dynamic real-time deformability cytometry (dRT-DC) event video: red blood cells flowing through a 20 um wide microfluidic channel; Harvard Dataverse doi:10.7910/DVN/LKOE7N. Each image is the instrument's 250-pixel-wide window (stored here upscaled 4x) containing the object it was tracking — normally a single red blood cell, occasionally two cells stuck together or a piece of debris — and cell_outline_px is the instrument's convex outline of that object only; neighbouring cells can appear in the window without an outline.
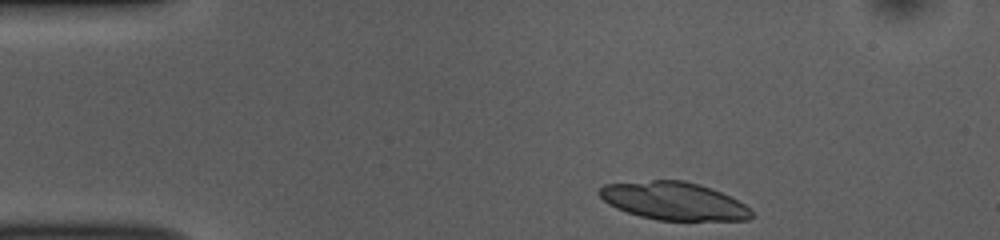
{"species": "common noctule bat (a hibernating species)", "species_latin": "Nyctalus noctula", "temperature_condition": "room temperature", "stored_images_in_passage": 44, "camera_frame_rate_fps": 3000, "um_per_image_px": 0.085, "animal": {"sex": "female", "body_mass_g": 10.0, "forearm_length_mm": 53.1}, "frame": {"image": 1, "passage_image": 1, "time_ms": 0.0, "image_size_px": [1000, 240], "cell_outline_px": [[756, 216], [748, 220], [656, 220], [640, 216], [616, 208], [608, 204], [596, 192], [604, 184], [652, 180], [684, 180], [700, 184], [712, 188], [744, 204]], "centroid_in_image_um": [57.26, 17.08], "position_along_channel_um": 27.7, "area_um2": 33.58}}